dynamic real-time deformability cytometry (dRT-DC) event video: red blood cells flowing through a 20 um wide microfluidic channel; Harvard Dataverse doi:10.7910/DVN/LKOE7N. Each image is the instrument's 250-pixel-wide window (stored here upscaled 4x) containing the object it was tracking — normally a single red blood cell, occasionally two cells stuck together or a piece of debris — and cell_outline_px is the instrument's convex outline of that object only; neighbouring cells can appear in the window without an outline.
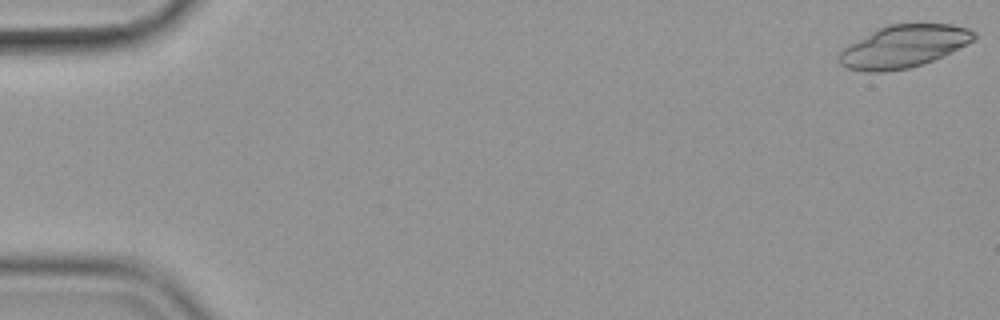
{"species": "common noctule bat (a hibernating species)", "species_latin": "Nyctalus noctula", "temperature_condition": "cold", "stored_images_in_passage": 57, "camera_frame_rate_fps": 3000, "um_per_image_px": 0.085, "animal": {"sex": "female", "body_mass_g": 19.9}, "frame": {"image": 1, "passage_image": 1, "time_ms": 0.0, "image_size_px": [1000, 320], "cell_outline_px": [[976, 40], [968, 44], [924, 64], [908, 68], [884, 72], [864, 72], [844, 68], [836, 60], [836, 56], [848, 44], [876, 28], [888, 24], [952, 24], [968, 28], [976, 32]], "centroid_in_image_um": [76.77, 3.95], "position_along_channel_um": 8.2, "area_um2": 33.87}}